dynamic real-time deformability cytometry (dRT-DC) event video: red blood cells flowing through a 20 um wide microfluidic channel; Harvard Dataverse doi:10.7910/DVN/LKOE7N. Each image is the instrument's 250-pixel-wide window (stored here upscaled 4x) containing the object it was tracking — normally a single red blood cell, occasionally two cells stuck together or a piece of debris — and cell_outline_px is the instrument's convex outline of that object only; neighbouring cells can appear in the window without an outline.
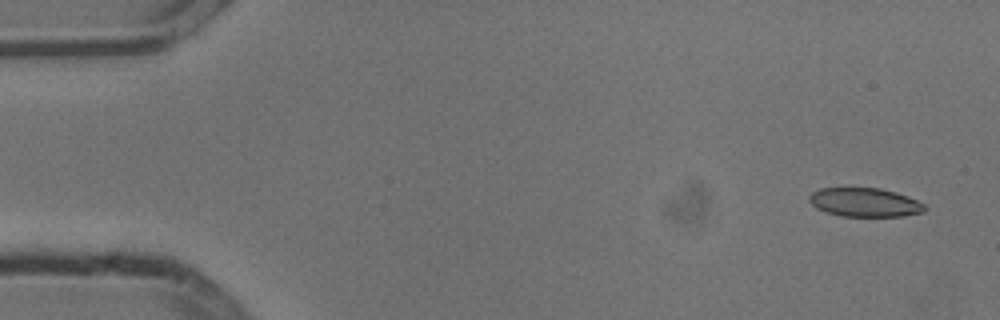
{"species": "common noctule bat (a hibernating species)", "species_latin": "Nyctalus noctula", "temperature_condition": "cold", "stored_images_in_passage": 7, "camera_frame_rate_fps": 3000, "um_per_image_px": 0.085, "animal": {"sex": "male", "body_mass_g": 13.3}, "frame": {"image": 1, "passage_image": 1, "time_ms": 0.0, "image_size_px": [1000, 320], "cell_outline_px": [[928, 208], [924, 212], [904, 216], [840, 216], [816, 208], [808, 200], [808, 196], [812, 192], [820, 188], [880, 188], [896, 192], [908, 196], [924, 204]], "centroid_in_image_um": [73.52, 17.2], "position_along_channel_um": 11.5, "area_um2": 19.48}}
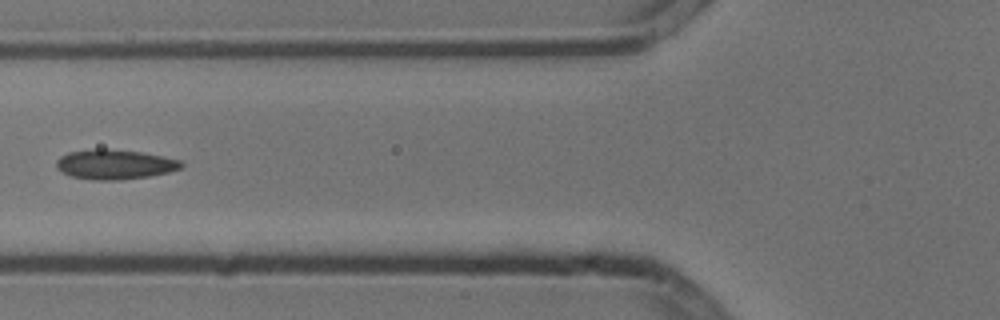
{"frame": {"image": 2, "passage_image": 6, "time_ms": 1.667, "image_size_px": [1000, 320], "cell_outline_px": [[184, 164], [180, 168], [168, 172], [148, 176], [120, 180], [92, 180], [72, 176], [56, 168], [56, 160], [60, 156], [68, 152], [96, 148], [104, 148], [144, 152], [180, 160]], "centroid_in_image_um": [9.73, 13.96], "position_along_channel_um": 116.1, "area_um2": 21.73}}
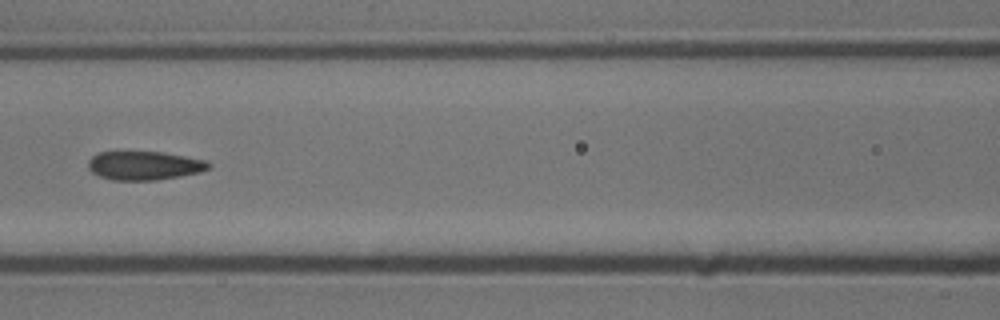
{"frame": {"image": 3, "passage_image": 7, "time_ms": 2.0, "image_size_px": [1000, 320], "cell_outline_px": [[212, 168], [200, 172], [180, 176], [156, 180], [112, 180], [100, 176], [92, 172], [88, 168], [88, 160], [96, 152], [164, 152], [208, 160], [212, 164]], "centroid_in_image_um": [12.31, 14.07], "position_along_channel_um": 154.3, "area_um2": 20.4}}